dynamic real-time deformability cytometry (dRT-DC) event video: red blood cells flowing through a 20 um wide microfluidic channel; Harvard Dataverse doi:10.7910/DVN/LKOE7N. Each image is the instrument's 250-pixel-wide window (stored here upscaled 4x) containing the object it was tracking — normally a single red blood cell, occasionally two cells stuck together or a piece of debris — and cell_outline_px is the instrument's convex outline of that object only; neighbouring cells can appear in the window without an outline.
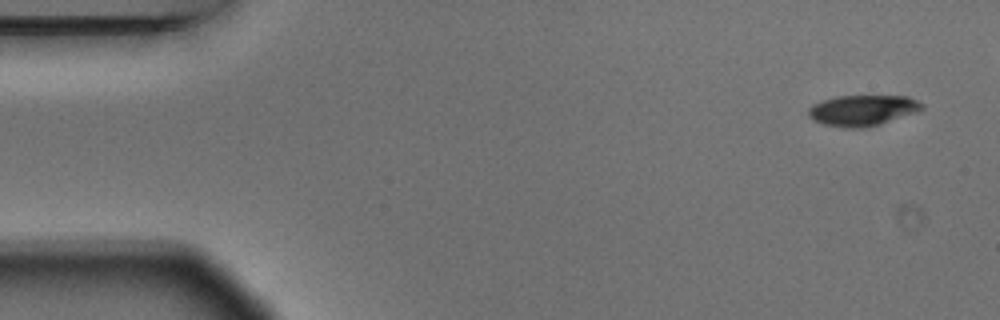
{"species": "Egyptian fruit bat (a non-hibernating species)", "species_latin": "Rousettus aegyptiacus", "temperature_condition": "warm", "stored_images_in_passage": 5, "camera_frame_rate_fps": 3000, "um_per_image_px": 0.085, "animal": {"sex": "male"}, "frame": {"image": 1, "passage_image": 1, "time_ms": 0.0, "image_size_px": [1000, 320], "cell_outline_px": [[924, 108], [916, 112], [880, 124], [864, 128], [844, 128], [824, 124], [812, 120], [808, 116], [808, 108], [812, 104], [836, 96], [908, 96], [924, 104]], "centroid_in_image_um": [73.3, 9.38], "position_along_channel_um": 11.7, "area_um2": 20.4}}